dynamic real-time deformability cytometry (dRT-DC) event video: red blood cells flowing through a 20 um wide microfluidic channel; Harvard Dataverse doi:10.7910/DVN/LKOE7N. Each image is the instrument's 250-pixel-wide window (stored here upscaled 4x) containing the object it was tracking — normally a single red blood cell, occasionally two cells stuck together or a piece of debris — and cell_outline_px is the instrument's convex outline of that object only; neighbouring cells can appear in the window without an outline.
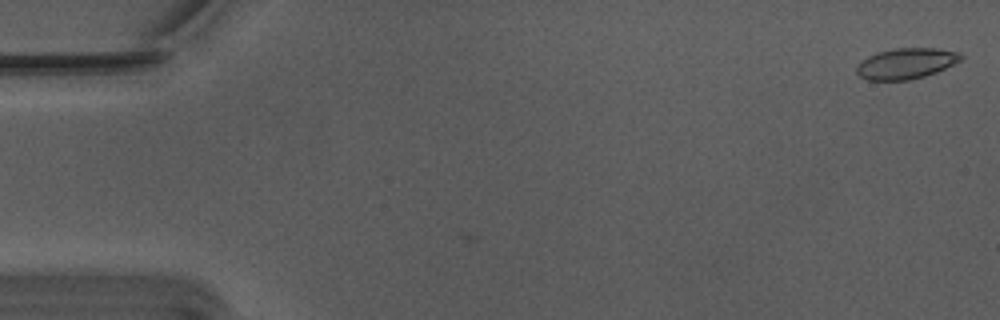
{"species": "Egyptian fruit bat (a non-hibernating species)", "species_latin": "Rousettus aegyptiacus", "temperature_condition": "warm", "stored_images_in_passage": 47, "camera_frame_rate_fps": 3000, "um_per_image_px": 0.085, "animal": {"sex": "male"}, "frame": {"image": 1, "passage_image": 1, "time_ms": 0.0, "image_size_px": [1000, 320], "cell_outline_px": [[964, 56], [960, 60], [936, 72], [924, 76], [908, 80], [868, 80], [860, 76], [856, 72], [856, 68], [868, 56], [880, 52], [896, 48], [936, 48], [960, 52]], "centroid_in_image_um": [77.04, 5.39], "position_along_channel_um": 8.0, "area_um2": 18.38}}
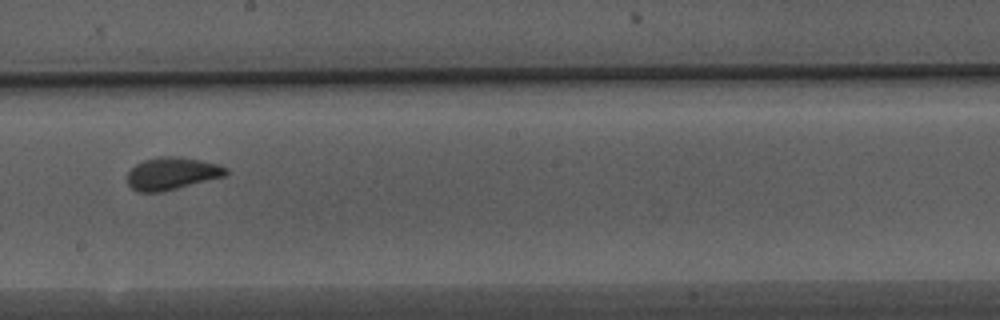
{"frame": {"image": 2, "passage_image": 31, "time_ms": 10.0, "image_size_px": [1000, 320], "cell_outline_px": [[228, 172], [224, 176], [160, 192], [140, 192], [132, 188], [128, 184], [128, 172], [136, 164], [144, 160], [156, 156], [180, 156], [200, 160], [216, 164], [228, 168]], "centroid_in_image_um": [14.59, 14.73], "position_along_channel_um": 233.6, "area_um2": 18.44}}
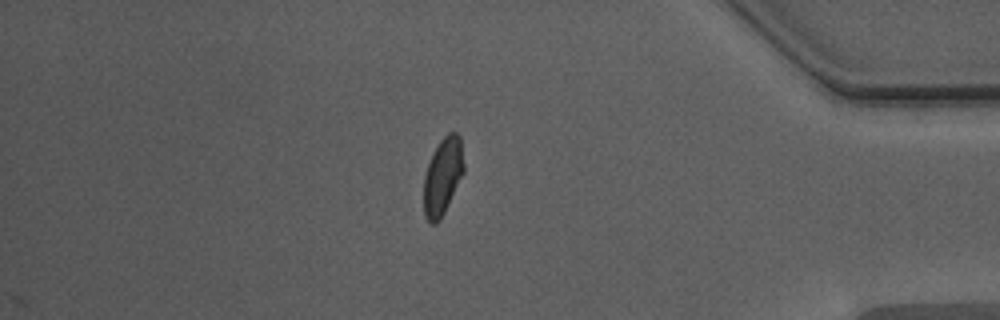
{"frame": {"image": 3, "passage_image": 47, "time_ms": 15.333, "image_size_px": [1000, 320], "cell_outline_px": [[464, 172], [440, 220], [436, 224], [428, 224], [424, 216], [424, 176], [432, 152], [440, 140], [448, 132], [456, 132], [460, 136], [464, 164]], "centroid_in_image_um": [37.62, 14.99], "position_along_channel_um": 397.6, "area_um2": 18.09}, "authors_computed_cell_mechanics": {"area_um2": 18.6116, "velocity_mm_per_s": 3.7519, "shape_relaxation_time_tau1_ms": 5.4457, "shape_relaxation_time_tau2_ms": 0.641, "deformation_change_tau1": 0.1261, "deformation_change_tau2": 0.038}}